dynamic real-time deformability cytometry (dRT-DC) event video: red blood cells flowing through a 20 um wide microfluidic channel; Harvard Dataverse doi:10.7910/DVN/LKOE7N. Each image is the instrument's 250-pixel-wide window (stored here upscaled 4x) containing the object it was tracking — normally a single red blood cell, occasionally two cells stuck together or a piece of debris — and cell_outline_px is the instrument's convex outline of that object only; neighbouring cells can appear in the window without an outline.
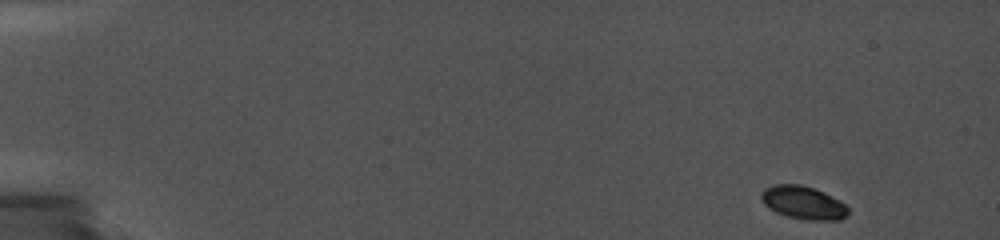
{"species": "common noctule bat (a hibernating species)", "species_latin": "Nyctalus noctula", "temperature_condition": "cold", "stored_images_in_passage": 10, "camera_frame_rate_fps": 5000, "um_per_image_px": 0.085, "animal": {"sex": "female", "body_mass_g": 19.0, "forearm_length_mm": 56.7}, "frame": {"image": 1, "passage_image": 1, "time_ms": 0.0, "image_size_px": [1000, 240], "cell_outline_px": [[848, 216], [840, 220], [804, 220], [788, 216], [776, 212], [768, 208], [764, 204], [760, 196], [760, 192], [764, 188], [772, 184], [800, 184], [824, 192], [840, 200], [848, 208]], "centroid_in_image_um": [68.26, 17.22], "position_along_channel_um": 16.7, "area_um2": 16.94}}
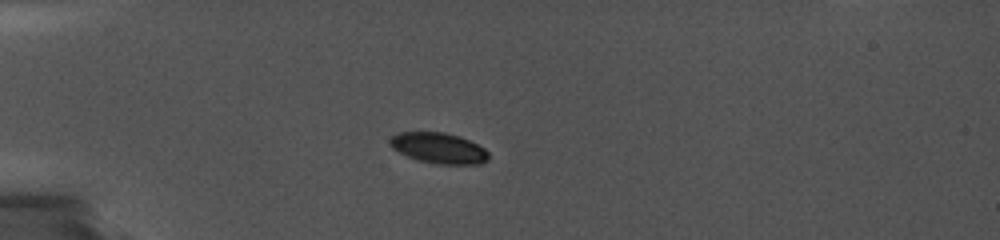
{"frame": {"image": 2, "passage_image": 8, "time_ms": 4.0, "image_size_px": [1000, 240], "cell_outline_px": [[488, 160], [480, 164], [436, 164], [416, 160], [392, 148], [388, 140], [392, 136], [400, 132], [444, 132], [468, 140], [484, 148], [488, 152]], "centroid_in_image_um": [37.27, 12.59], "position_along_channel_um": 47.7, "area_um2": 17.51}}